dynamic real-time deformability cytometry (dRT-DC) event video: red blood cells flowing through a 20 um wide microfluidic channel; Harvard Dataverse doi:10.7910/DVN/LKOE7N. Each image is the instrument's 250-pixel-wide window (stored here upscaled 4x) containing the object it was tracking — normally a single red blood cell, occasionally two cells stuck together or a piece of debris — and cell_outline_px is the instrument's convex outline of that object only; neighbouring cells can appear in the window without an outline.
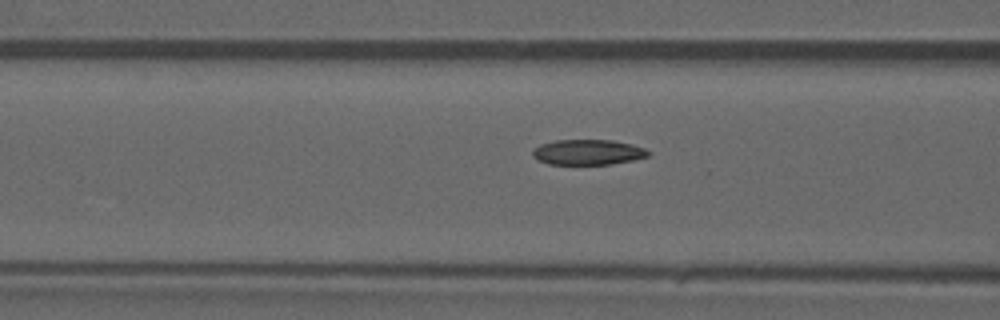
{"species": "common noctule bat (a hibernating species)", "species_latin": "Nyctalus noctula", "temperature_condition": "warm", "stored_images_in_passage": 44, "camera_frame_rate_fps": 3000, "um_per_image_px": 0.085, "animal": {"sex": "male", "forearm_length_mm": 52.5}, "frame": {"image": 1, "passage_image": 19, "time_ms": 6.0, "image_size_px": [1000, 320], "cell_outline_px": [[652, 152], [648, 156], [632, 160], [612, 164], [548, 164], [532, 156], [532, 148], [540, 144], [556, 140], [612, 140], [632, 144], [644, 148]], "centroid_in_image_um": [49.97, 12.93], "position_along_channel_um": 116.6, "area_um2": 17.11}}